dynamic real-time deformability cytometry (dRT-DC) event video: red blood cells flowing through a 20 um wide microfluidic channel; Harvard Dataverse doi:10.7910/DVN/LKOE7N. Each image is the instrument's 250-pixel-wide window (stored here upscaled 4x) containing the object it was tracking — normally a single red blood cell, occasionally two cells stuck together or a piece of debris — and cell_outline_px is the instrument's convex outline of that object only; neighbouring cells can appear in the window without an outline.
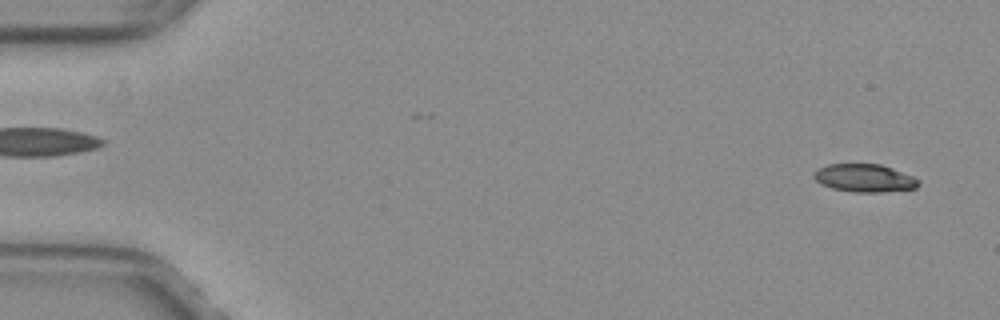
{"species": "common noctule bat (a hibernating species)", "species_latin": "Nyctalus noctula", "temperature_condition": "warm", "stored_images_in_passage": 15, "segment_of_instrument_passage": [1, 2], "camera_frame_rate_fps": 3000, "um_per_image_px": 0.085, "animal": {"sex": "female", "body_mass_g": 29.2, "forearm_length_mm": 56.3}, "frame": {"image": 1, "passage_image": 2, "time_ms": 0.333, "image_size_px": [1000, 320], "cell_outline_px": [[920, 184], [916, 188], [880, 192], [852, 192], [832, 188], [820, 184], [812, 176], [820, 168], [828, 164], [880, 164], [892, 168], [912, 176], [920, 180]], "centroid_in_image_um": [73.49, 15.14], "position_along_channel_um": 11.5, "area_um2": 16.94}}
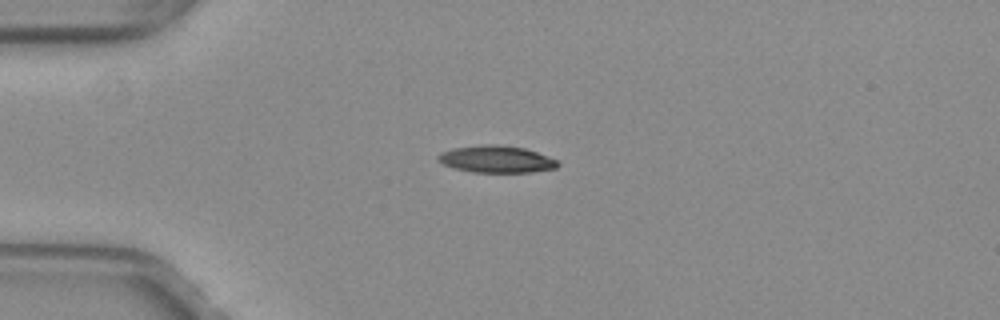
{"frame": {"image": 2, "passage_image": 13, "time_ms": 4.0, "image_size_px": [1000, 320], "cell_outline_px": [[560, 164], [556, 168], [532, 172], [472, 172], [456, 168], [444, 164], [436, 156], [440, 152], [452, 148], [488, 144], [496, 144], [524, 148], [548, 156], [556, 160]], "centroid_in_image_um": [42.2, 13.53], "position_along_channel_um": 42.8, "area_um2": 18.67}}